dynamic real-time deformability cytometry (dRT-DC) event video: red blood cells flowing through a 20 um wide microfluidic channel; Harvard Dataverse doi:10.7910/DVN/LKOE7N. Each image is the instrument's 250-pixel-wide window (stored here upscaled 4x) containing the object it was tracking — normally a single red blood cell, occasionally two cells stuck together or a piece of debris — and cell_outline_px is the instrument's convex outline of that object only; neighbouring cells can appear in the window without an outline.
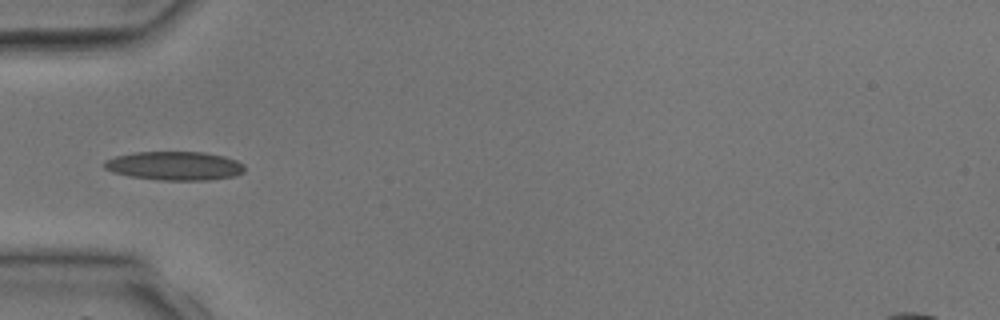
{"species": "common noctule bat (a hibernating species)", "species_latin": "Nyctalus noctula", "temperature_condition": "room temperature", "stored_images_in_passage": 4, "camera_frame_rate_fps": 3000, "um_per_image_px": 0.085, "animal": {"sex": "male", "body_mass_g": 17.9, "forearm_length_mm": 54.2}, "frame": {"image": 1, "passage_image": 4, "time_ms": 4.333, "image_size_px": [1000, 320], "cell_outline_px": [[244, 172], [236, 176], [208, 180], [156, 180], [128, 176], [112, 172], [104, 168], [104, 160], [116, 156], [132, 152], [204, 152], [224, 156], [236, 160], [244, 164]], "centroid_in_image_um": [14.83, 14.1], "position_along_channel_um": 70.2, "area_um2": 23.76}}